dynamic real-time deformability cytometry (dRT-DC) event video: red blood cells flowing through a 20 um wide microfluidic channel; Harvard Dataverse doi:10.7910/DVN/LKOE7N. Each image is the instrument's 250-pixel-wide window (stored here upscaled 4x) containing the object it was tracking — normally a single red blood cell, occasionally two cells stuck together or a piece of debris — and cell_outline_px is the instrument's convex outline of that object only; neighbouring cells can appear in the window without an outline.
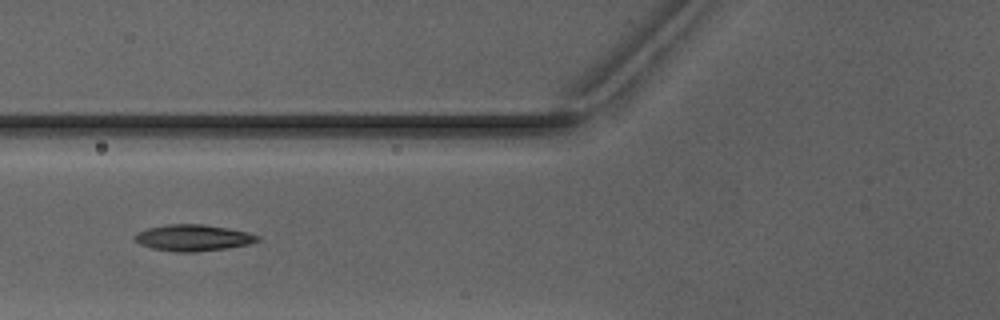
{"species": "Egyptian fruit bat (a non-hibernating species)", "species_latin": "Rousettus aegyptiacus", "temperature_condition": "warm", "stored_images_in_passage": 7, "camera_frame_rate_fps": 3000, "um_per_image_px": 0.085, "animal": {"sex": "male"}, "frame": {"image": 1, "passage_image": 4, "time_ms": 1.0, "image_size_px": [1000, 320], "cell_outline_px": [[260, 240], [252, 244], [224, 248], [192, 252], [176, 252], [152, 248], [140, 244], [132, 236], [136, 232], [148, 228], [168, 224], [204, 224], [228, 228], [260, 236]], "centroid_in_image_um": [16.39, 20.21], "position_along_channel_um": 109.4, "area_um2": 18.79}}